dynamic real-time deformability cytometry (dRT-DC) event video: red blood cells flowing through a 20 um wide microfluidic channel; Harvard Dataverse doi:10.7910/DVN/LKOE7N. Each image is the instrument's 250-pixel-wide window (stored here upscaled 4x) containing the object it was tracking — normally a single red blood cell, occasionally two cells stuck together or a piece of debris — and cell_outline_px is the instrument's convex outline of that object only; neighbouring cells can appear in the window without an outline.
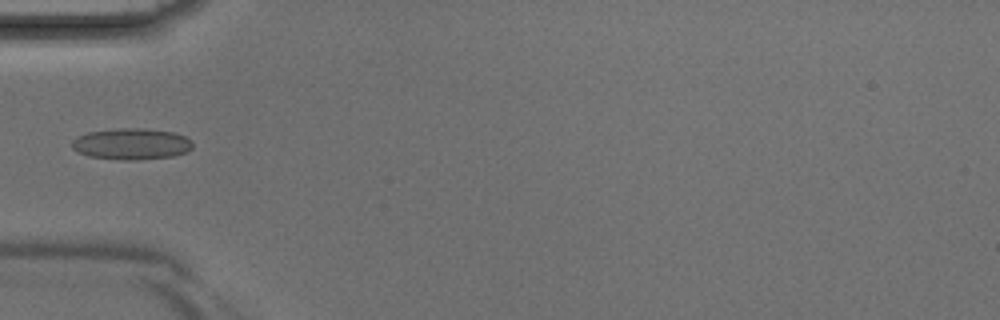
{"species": "Egyptian fruit bat (a non-hibernating species)", "species_latin": "Rousettus aegyptiacus", "temperature_condition": "room temperature", "stored_images_in_passage": 3, "camera_frame_rate_fps": 3000, "um_per_image_px": 0.085, "animal": {"sex": "male"}, "frame": {"image": 1, "passage_image": 3, "time_ms": 0.667, "image_size_px": [1000, 320], "cell_outline_px": [[192, 148], [184, 152], [172, 156], [140, 160], [120, 160], [88, 156], [76, 152], [72, 148], [72, 140], [88, 132], [120, 128], [144, 128], [172, 132], [184, 136], [192, 140]], "centroid_in_image_um": [11.16, 12.24], "position_along_channel_um": 73.8, "area_um2": 22.02}}